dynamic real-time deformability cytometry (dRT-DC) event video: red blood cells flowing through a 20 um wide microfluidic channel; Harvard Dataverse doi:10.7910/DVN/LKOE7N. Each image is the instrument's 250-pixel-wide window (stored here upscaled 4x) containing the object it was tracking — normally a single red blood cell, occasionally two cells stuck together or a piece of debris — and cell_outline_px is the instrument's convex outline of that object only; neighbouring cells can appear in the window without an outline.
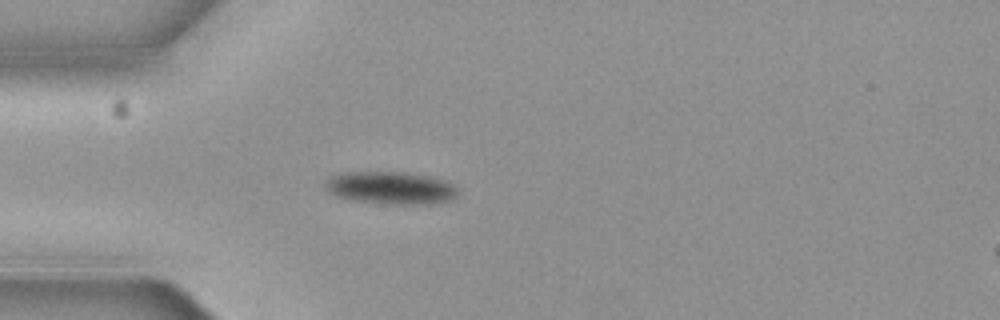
{"species": "common noctule bat (a hibernating species)", "species_latin": "Nyctalus noctula", "temperature_condition": "cold", "stored_images_in_passage": 4, "camera_frame_rate_fps": 3000, "um_per_image_px": 0.085, "animal": {"sex": "female", "body_mass_g": 19.3, "forearm_length_mm": 54.1}, "frame": {"image": 1, "passage_image": 3, "time_ms": 0.667, "image_size_px": [1000, 320], "cell_outline_px": [[460, 192], [456, 196], [448, 200], [428, 204], [392, 204], [352, 200], [328, 192], [324, 184], [332, 176], [344, 172], [408, 172], [432, 176], [444, 180], [460, 188]], "centroid_in_image_um": [33.27, 15.96], "position_along_channel_um": 51.7, "area_um2": 25.2}}